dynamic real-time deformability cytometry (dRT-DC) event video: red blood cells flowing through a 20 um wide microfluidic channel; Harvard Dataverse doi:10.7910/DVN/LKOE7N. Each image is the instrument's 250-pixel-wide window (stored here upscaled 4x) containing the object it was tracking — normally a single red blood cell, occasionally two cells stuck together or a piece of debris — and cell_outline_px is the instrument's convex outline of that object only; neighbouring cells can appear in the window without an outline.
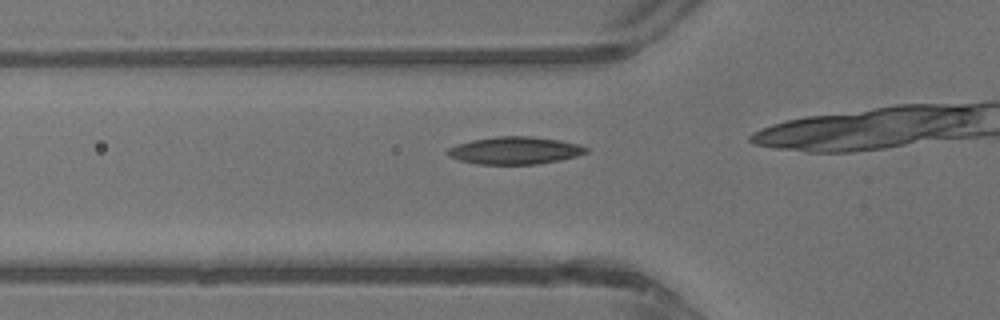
{"species": "common noctule bat (a hibernating species)", "species_latin": "Nyctalus noctula", "temperature_condition": "warm", "stored_images_in_passage": 15, "camera_frame_rate_fps": 3000, "um_per_image_px": 0.085, "animal": {"sex": "male", "body_mass_g": 13.3}, "frame": {"image": 1, "passage_image": 11, "time_ms": 3.333, "image_size_px": [1000, 320], "cell_outline_px": [[588, 152], [576, 156], [560, 160], [536, 164], [476, 164], [460, 160], [448, 156], [444, 152], [448, 148], [456, 144], [472, 140], [496, 136], [532, 136], [560, 140], [580, 144], [588, 148]], "centroid_in_image_um": [43.75, 12.78], "position_along_channel_um": 82.0, "area_um2": 22.31}}
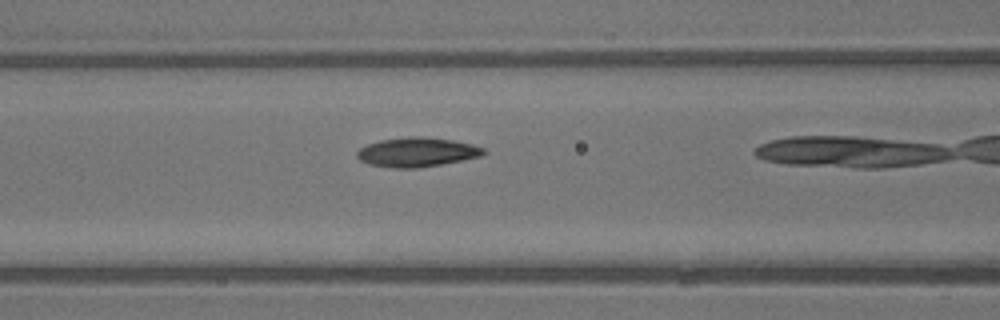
{"frame": {"image": 2, "passage_image": 14, "time_ms": 4.333, "image_size_px": [1000, 320], "cell_outline_px": [[488, 152], [480, 156], [420, 168], [396, 168], [368, 164], [360, 160], [356, 156], [356, 152], [360, 148], [368, 144], [380, 140], [412, 136], [420, 136], [452, 140], [472, 144], [484, 148]], "centroid_in_image_um": [35.43, 12.93], "position_along_channel_um": 131.2, "area_um2": 21.5}}